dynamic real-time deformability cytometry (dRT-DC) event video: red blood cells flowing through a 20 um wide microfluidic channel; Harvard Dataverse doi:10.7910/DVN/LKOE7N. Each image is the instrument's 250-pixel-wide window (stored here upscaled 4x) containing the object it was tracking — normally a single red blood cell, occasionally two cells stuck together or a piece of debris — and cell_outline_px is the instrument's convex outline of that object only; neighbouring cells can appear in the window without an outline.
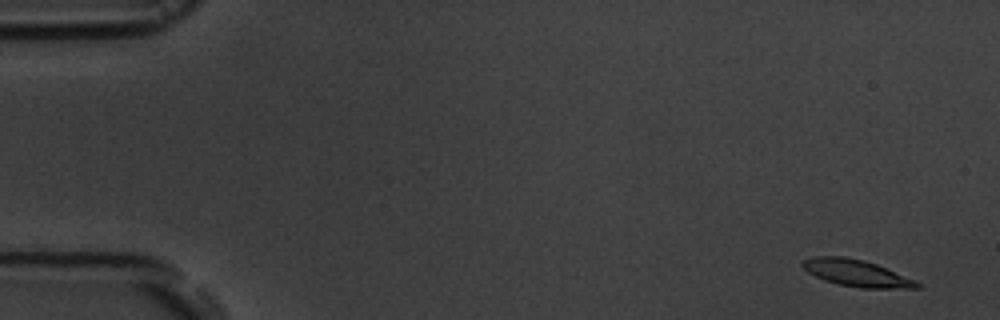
{"species": "common noctule bat (a hibernating species)", "species_latin": "Nyctalus noctula", "temperature_condition": "room temperature", "stored_images_in_passage": 4, "camera_frame_rate_fps": 3000, "um_per_image_px": 0.085, "animal": {"sex": "male", "body_mass_g": 19.5, "forearm_length_mm": 54.6}, "frame": {"image": 1, "passage_image": 1, "time_ms": 0.0, "image_size_px": [1000, 320], "cell_outline_px": [[920, 288], [860, 288], [840, 284], [824, 280], [808, 272], [800, 264], [804, 260], [812, 256], [844, 256], [864, 260], [876, 264], [916, 280], [920, 284]], "centroid_in_image_um": [72.8, 23.2], "position_along_channel_um": 12.2, "area_um2": 17.74}}